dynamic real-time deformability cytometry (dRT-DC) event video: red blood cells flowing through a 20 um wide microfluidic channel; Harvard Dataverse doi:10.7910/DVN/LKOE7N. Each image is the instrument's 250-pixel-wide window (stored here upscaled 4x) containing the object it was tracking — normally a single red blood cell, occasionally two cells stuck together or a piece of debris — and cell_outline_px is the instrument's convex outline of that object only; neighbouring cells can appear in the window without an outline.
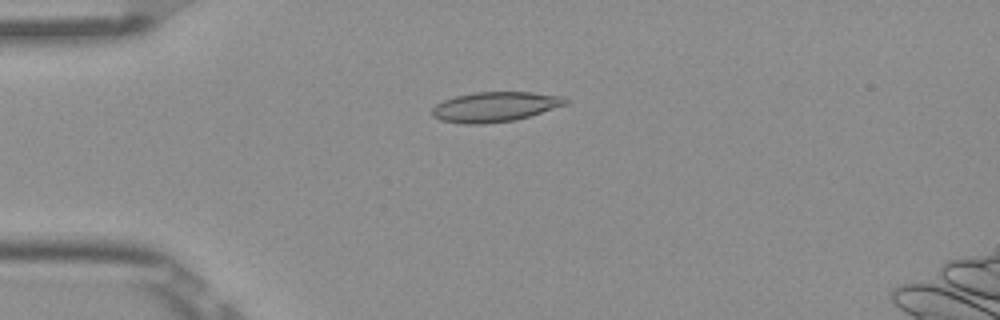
{"species": "Egyptian fruit bat (a non-hibernating species)", "species_latin": "Rousettus aegyptiacus", "temperature_condition": "room temperature", "stored_images_in_passage": 52, "camera_frame_rate_fps": 3000, "um_per_image_px": 0.085, "frame": {"image": 1, "passage_image": 13, "time_ms": 4.0, "image_size_px": [1000, 320], "cell_outline_px": [[572, 100], [568, 104], [516, 120], [484, 124], [464, 124], [440, 120], [432, 116], [432, 108], [436, 104], [444, 100], [456, 96], [476, 92], [532, 92], [564, 96]], "centroid_in_image_um": [42.11, 9.08], "position_along_channel_um": 42.9, "area_um2": 23.47}}
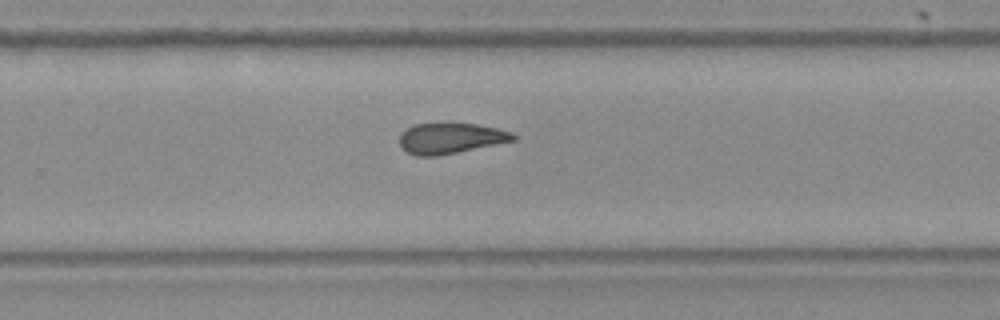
{"frame": {"image": 2, "passage_image": 34, "time_ms": 11.0, "image_size_px": [1000, 320], "cell_outline_px": [[516, 140], [436, 156], [416, 156], [400, 148], [400, 136], [412, 124], [476, 124], [496, 128], [512, 132], [516, 136]], "centroid_in_image_um": [38.29, 11.76], "position_along_channel_um": 291.5, "area_um2": 19.94}}
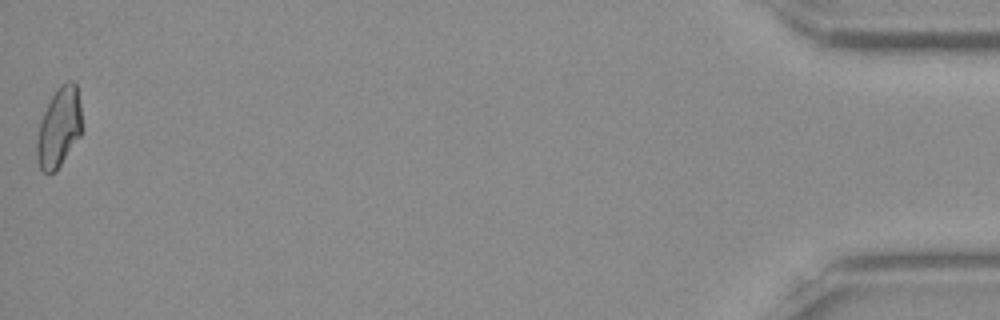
{"frame": {"image": 3, "passage_image": 52, "time_ms": 17.0, "image_size_px": [1000, 320], "cell_outline_px": [[84, 128], [80, 136], [56, 172], [44, 172], [40, 168], [36, 160], [36, 140], [40, 120], [56, 88], [60, 84], [68, 80], [72, 80], [76, 84], [80, 104]], "centroid_in_image_um": [5.03, 10.83], "position_along_channel_um": 430.2, "area_um2": 21.33}, "authors_computed_cell_mechanics": {"area_um2": 21.2993, "velocity_mm_per_s": 3.8821, "shape_relaxation_time_tau1_ms": 7.4357, "shape_relaxation_time_tau2_ms": 3.5272, "deformation_change_tau1": 0.1925, "deformation_change_tau2": 0.0997}}